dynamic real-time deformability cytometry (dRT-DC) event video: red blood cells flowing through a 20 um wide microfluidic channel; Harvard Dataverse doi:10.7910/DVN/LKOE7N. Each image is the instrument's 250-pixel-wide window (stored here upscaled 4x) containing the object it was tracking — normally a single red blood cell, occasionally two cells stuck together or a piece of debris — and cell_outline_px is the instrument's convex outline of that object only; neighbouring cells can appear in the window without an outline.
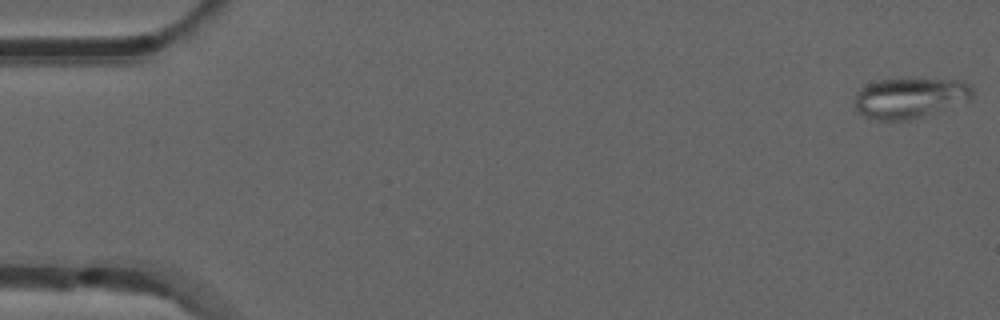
{"species": "common noctule bat (a hibernating species)", "species_latin": "Nyctalus noctula", "temperature_condition": "room temperature", "stored_images_in_passage": 53, "camera_frame_rate_fps": 3000, "um_per_image_px": 0.085, "animal": {"sex": "male", "forearm_length_mm": 52.5}, "frame": {"image": 1, "passage_image": 1, "time_ms": 0.0, "image_size_px": [1000, 320], "cell_outline_px": [[972, 100], [924, 116], [908, 120], [876, 120], [864, 116], [856, 112], [856, 92], [860, 88], [876, 80], [964, 80], [972, 84]], "centroid_in_image_um": [77.37, 8.34], "position_along_channel_um": 7.6, "area_um2": 27.74}}
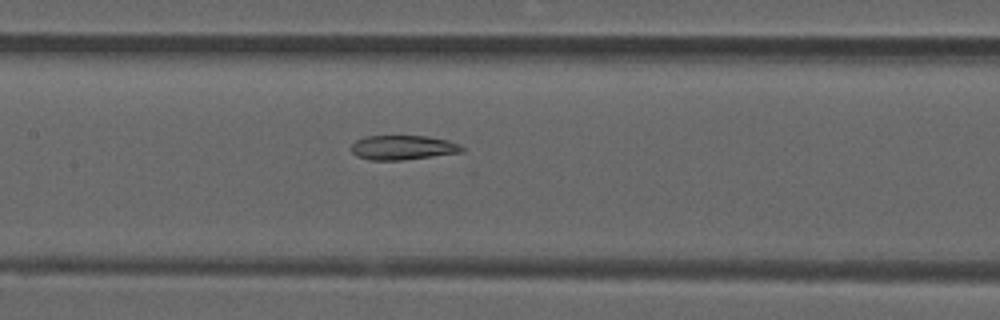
{"frame": {"image": 2, "passage_image": 25, "time_ms": 8.0, "image_size_px": [1000, 320], "cell_outline_px": [[464, 152], [404, 160], [368, 160], [356, 156], [352, 152], [352, 144], [356, 140], [364, 136], [428, 136], [448, 140], [460, 144], [464, 148]], "centroid_in_image_um": [34.26, 12.54], "position_along_channel_um": 173.1, "area_um2": 15.95}}
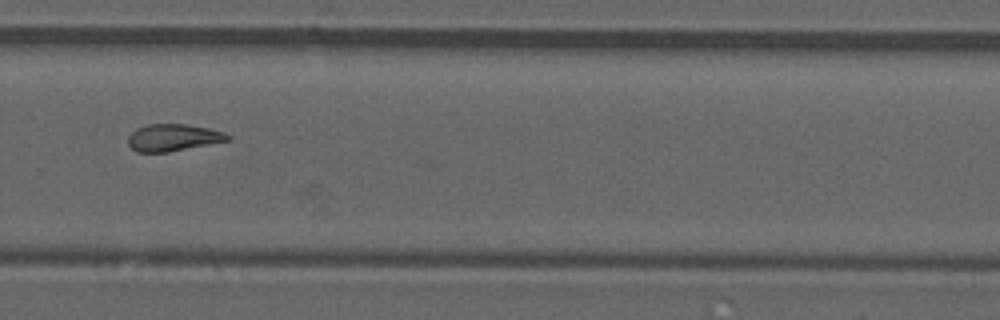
{"frame": {"image": 3, "passage_image": 36, "time_ms": 11.667, "image_size_px": [1000, 320], "cell_outline_px": [[232, 140], [168, 152], [136, 152], [128, 144], [128, 136], [136, 128], [148, 124], [184, 124], [208, 128], [224, 132], [232, 136]], "centroid_in_image_um": [14.74, 11.69], "position_along_channel_um": 315.1, "area_um2": 15.78}}